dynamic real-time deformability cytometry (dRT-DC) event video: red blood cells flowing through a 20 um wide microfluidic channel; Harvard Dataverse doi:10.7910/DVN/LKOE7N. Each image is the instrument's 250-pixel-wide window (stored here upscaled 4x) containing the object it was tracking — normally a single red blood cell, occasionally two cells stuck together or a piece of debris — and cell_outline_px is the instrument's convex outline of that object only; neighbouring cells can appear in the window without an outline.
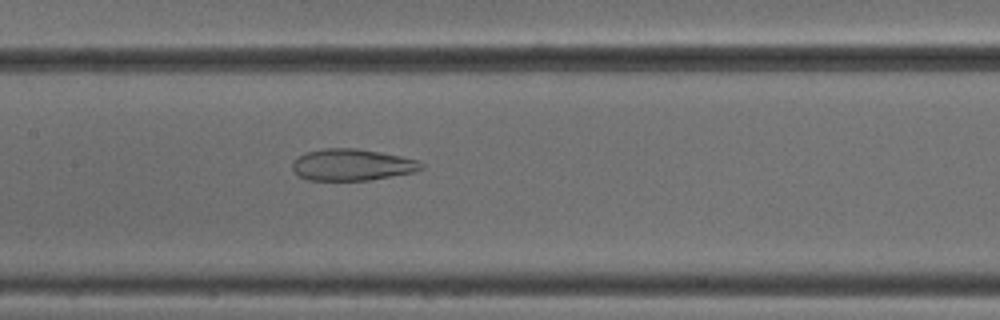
{"species": "common noctule bat (a hibernating species)", "species_latin": "Nyctalus noctula", "temperature_condition": "cold", "stored_images_in_passage": 52, "camera_frame_rate_fps": 3000, "um_per_image_px": 0.085, "animal": {"sex": "male", "body_mass_g": 18.8}, "frame": {"image": 1, "passage_image": 25, "time_ms": 8.0, "image_size_px": [1000, 320], "cell_outline_px": [[424, 168], [416, 172], [368, 180], [304, 180], [296, 176], [292, 168], [292, 160], [296, 156], [304, 152], [324, 148], [356, 148], [380, 152], [400, 156], [416, 160], [424, 164]], "centroid_in_image_um": [29.86, 14.01], "position_along_channel_um": 177.5, "area_um2": 24.1}}
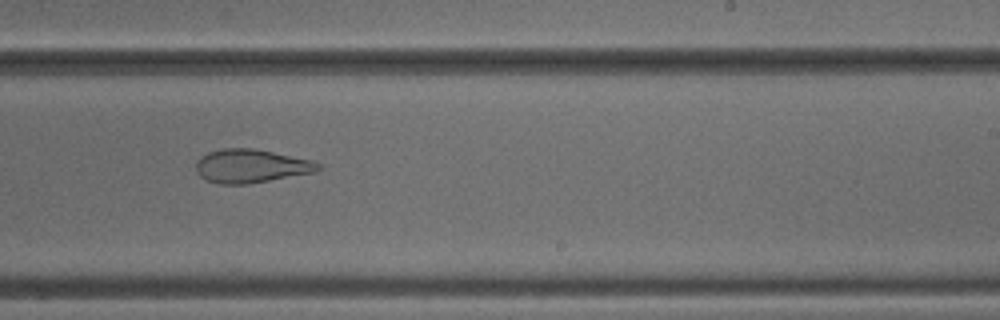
{"frame": {"image": 2, "passage_image": 32, "time_ms": 10.333, "image_size_px": [1000, 320], "cell_outline_px": [[324, 168], [316, 172], [248, 184], [220, 184], [204, 180], [196, 172], [196, 164], [200, 156], [208, 152], [224, 148], [252, 148], [312, 160], [320, 164]], "centroid_in_image_um": [21.33, 14.12], "position_along_channel_um": 267.7, "area_um2": 23.99}}
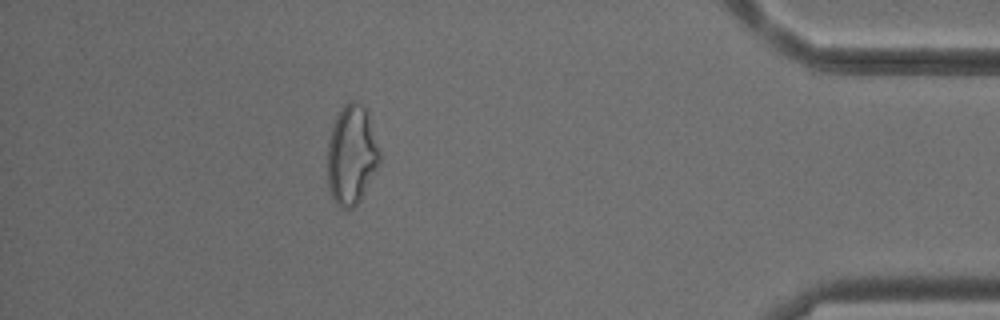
{"frame": {"image": 3, "passage_image": 46, "time_ms": 15.0, "image_size_px": [1000, 320], "cell_outline_px": [[380, 160], [360, 200], [352, 208], [340, 208], [336, 204], [332, 196], [328, 184], [328, 140], [332, 124], [336, 116], [344, 104], [348, 100], [356, 100], [364, 104], [368, 108], [380, 152]], "centroid_in_image_um": [29.89, 13.09], "position_along_channel_um": 405.3, "area_um2": 30.46}, "authors_computed_cell_mechanics": {"area_um2": 29.7381, "velocity_mm_per_s": 3.8739, "shape_relaxation_time_tau1_ms": null, "shape_relaxation_time_tau2_ms": 1.6101, "deformation_change_tau1": null, "deformation_change_tau2": 0.0946}}